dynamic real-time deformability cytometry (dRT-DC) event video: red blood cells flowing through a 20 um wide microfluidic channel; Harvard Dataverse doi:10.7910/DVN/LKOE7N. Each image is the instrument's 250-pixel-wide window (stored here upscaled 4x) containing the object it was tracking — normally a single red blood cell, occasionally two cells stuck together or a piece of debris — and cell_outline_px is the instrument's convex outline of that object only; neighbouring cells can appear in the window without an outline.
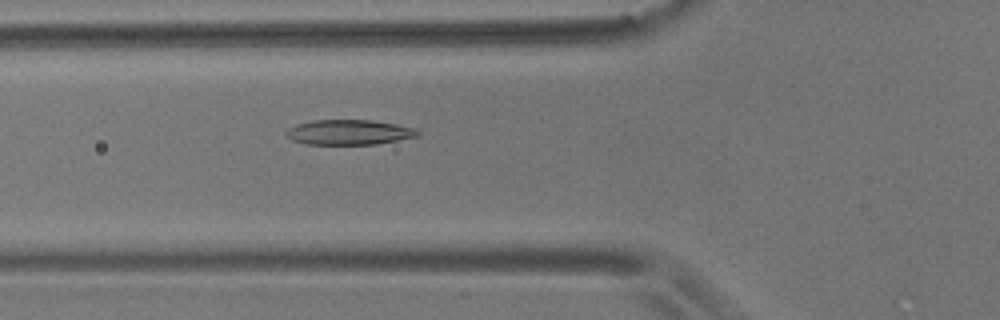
{"species": "common noctule bat (a hibernating species)", "species_latin": "Nyctalus noctula", "temperature_condition": "room temperature", "stored_images_in_passage": 36, "camera_frame_rate_fps": 3000, "um_per_image_px": 0.085, "animal": {"sex": "male", "body_mass_g": 17.9}, "frame": {"image": 1, "passage_image": 3, "time_ms": 0.667, "image_size_px": [1000, 320], "cell_outline_px": [[420, 136], [376, 144], [304, 144], [292, 140], [284, 132], [288, 128], [296, 124], [312, 120], [372, 120], [396, 124], [416, 128], [420, 132]], "centroid_in_image_um": [29.67, 11.24], "position_along_channel_um": 96.1, "area_um2": 19.31}}
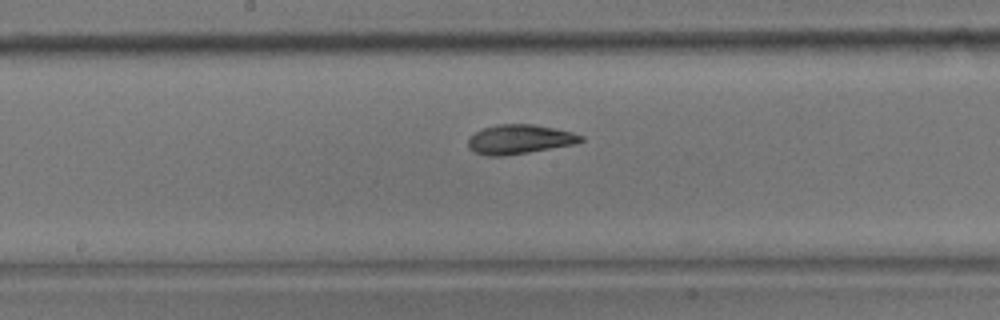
{"frame": {"image": 2, "passage_image": 12, "time_ms": 3.667, "image_size_px": [1000, 320], "cell_outline_px": [[584, 140], [576, 144], [528, 152], [500, 156], [488, 156], [476, 152], [468, 148], [468, 140], [476, 132], [484, 128], [496, 124], [532, 124], [556, 128], [572, 132], [584, 136]], "centroid_in_image_um": [44.19, 11.83], "position_along_channel_um": 204.0, "area_um2": 19.19}}
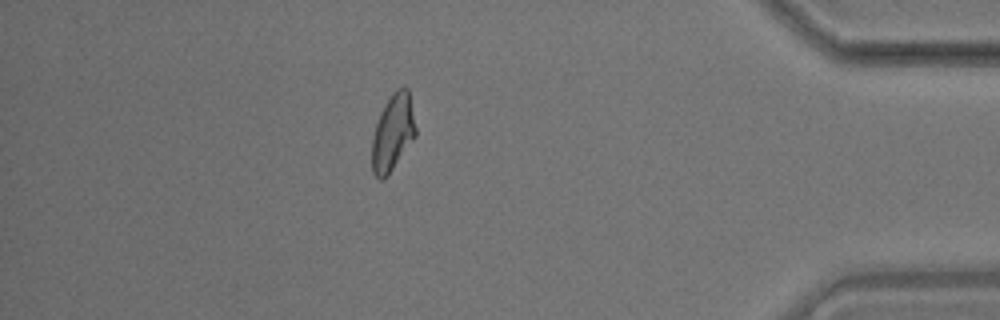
{"frame": {"image": 3, "passage_image": 32, "time_ms": 10.333, "image_size_px": [1000, 320], "cell_outline_px": [[416, 136], [388, 176], [384, 180], [380, 180], [372, 172], [372, 140], [376, 124], [380, 112], [384, 104], [392, 92], [396, 88], [404, 84], [408, 88], [416, 128]], "centroid_in_image_um": [33.39, 11.26], "position_along_channel_um": 401.8, "area_um2": 19.77}}